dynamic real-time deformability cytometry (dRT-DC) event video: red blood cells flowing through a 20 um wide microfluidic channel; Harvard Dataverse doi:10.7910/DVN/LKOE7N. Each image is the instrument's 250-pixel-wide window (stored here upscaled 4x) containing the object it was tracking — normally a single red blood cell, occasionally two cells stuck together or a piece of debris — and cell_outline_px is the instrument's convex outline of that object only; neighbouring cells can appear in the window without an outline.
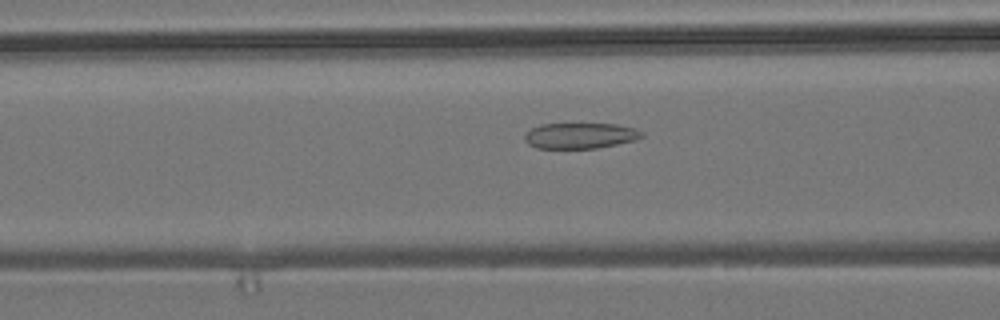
{"species": "common noctule bat (a hibernating species)", "species_latin": "Nyctalus noctula", "temperature_condition": "room temperature", "stored_images_in_passage": 54, "camera_frame_rate_fps": 3000, "um_per_image_px": 0.085, "animal": {"sex": "male", "body_mass_g": 19.2, "forearm_length_mm": 51.8}, "frame": {"image": 1, "passage_image": 21, "time_ms": 6.667, "image_size_px": [1000, 320], "cell_outline_px": [[644, 136], [636, 140], [596, 148], [536, 148], [528, 144], [524, 140], [524, 136], [532, 128], [540, 124], [616, 124], [636, 128], [644, 132]], "centroid_in_image_um": [49.34, 11.53], "position_along_channel_um": 117.3, "area_um2": 17.57}}
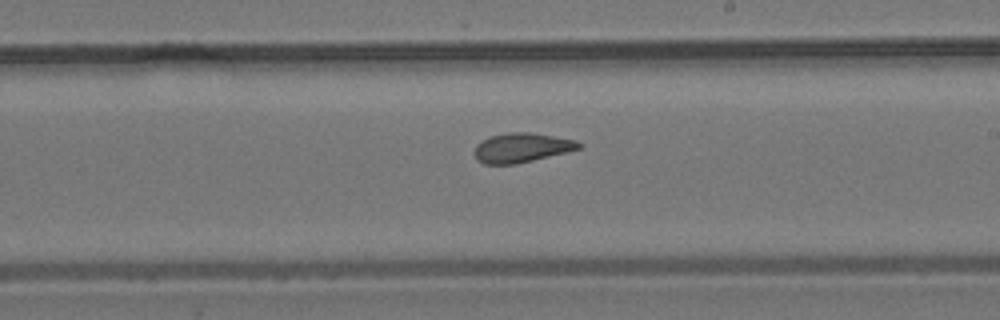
{"frame": {"image": 2, "passage_image": 31, "time_ms": 10.0, "image_size_px": [1000, 320], "cell_outline_px": [[584, 144], [580, 148], [516, 164], [484, 164], [476, 160], [472, 152], [476, 144], [480, 140], [492, 136], [508, 132], [528, 132], [576, 140]], "centroid_in_image_um": [44.27, 12.55], "position_along_channel_um": 244.7, "area_um2": 17.86}}
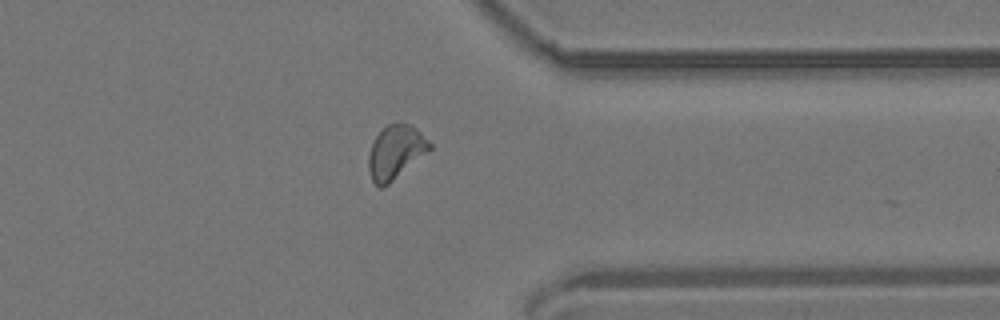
{"frame": {"image": 3, "passage_image": 42, "time_ms": 13.667, "image_size_px": [1000, 320], "cell_outline_px": [[432, 148], [428, 152], [388, 184], [380, 188], [372, 180], [368, 168], [368, 156], [372, 144], [376, 136], [388, 124], [396, 120], [412, 124], [432, 144]], "centroid_in_image_um": [33.64, 12.88], "position_along_channel_um": 377.8, "area_um2": 19.13}, "authors_computed_cell_mechanics": {"area_um2": 18.496, "velocity_mm_per_s": 3.8223, "shape_relaxation_time_tau1_ms": null, "shape_relaxation_time_tau2_ms": 2.4543, "deformation_change_tau1": null, "deformation_change_tau2": 0.0917}}